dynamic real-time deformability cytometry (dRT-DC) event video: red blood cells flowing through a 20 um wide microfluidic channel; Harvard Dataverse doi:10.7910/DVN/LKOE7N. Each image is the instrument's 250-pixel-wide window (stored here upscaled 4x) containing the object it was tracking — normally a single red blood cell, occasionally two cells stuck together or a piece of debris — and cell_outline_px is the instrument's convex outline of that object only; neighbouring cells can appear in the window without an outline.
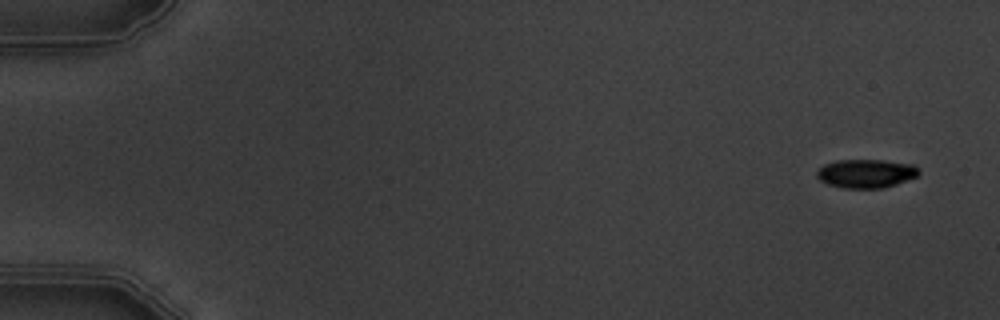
{"species": "common noctule bat (a hibernating species)", "species_latin": "Nyctalus noctula", "temperature_condition": "warm", "stored_images_in_passage": 4, "segment_of_instrument_passage": [2, 2], "camera_frame_rate_fps": 3000, "um_per_image_px": 0.085, "animal": {"sex": "male", "body_mass_g": 19.5, "forearm_length_mm": 54.6}, "frame": {"image": 1, "passage_image": 4, "time_ms": 3.667, "image_size_px": [1000, 320], "cell_outline_px": [[920, 172], [916, 176], [896, 184], [884, 188], [844, 188], [828, 184], [820, 180], [816, 176], [816, 172], [824, 164], [836, 160], [880, 160], [916, 164]], "centroid_in_image_um": [73.61, 14.74], "position_along_channel_um": 11.4, "area_um2": 17.05}}